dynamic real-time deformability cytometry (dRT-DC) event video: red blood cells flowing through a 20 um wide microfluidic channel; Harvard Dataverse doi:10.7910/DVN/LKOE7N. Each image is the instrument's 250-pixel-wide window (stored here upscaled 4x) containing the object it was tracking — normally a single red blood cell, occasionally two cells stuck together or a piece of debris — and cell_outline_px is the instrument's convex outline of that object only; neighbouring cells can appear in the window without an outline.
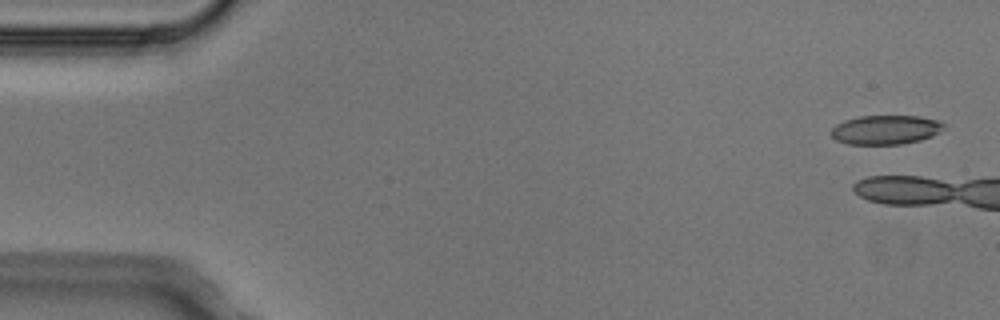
{"species": "Egyptian fruit bat (a non-hibernating species)", "species_latin": "Rousettus aegyptiacus", "temperature_condition": "cold", "stored_images_in_passage": 3, "camera_frame_rate_fps": 3000, "um_per_image_px": 0.085, "animal": {"sex": "male"}, "frame": {"image": 1, "passage_image": 1, "time_ms": 0.0, "image_size_px": [1000, 320], "cell_outline_px": [[944, 128], [940, 132], [932, 136], [920, 140], [900, 144], [848, 144], [836, 140], [832, 136], [832, 128], [836, 124], [844, 120], [860, 116], [920, 116], [940, 120], [944, 124]], "centroid_in_image_um": [75.3, 11.02], "position_along_channel_um": 9.7, "area_um2": 19.19}}